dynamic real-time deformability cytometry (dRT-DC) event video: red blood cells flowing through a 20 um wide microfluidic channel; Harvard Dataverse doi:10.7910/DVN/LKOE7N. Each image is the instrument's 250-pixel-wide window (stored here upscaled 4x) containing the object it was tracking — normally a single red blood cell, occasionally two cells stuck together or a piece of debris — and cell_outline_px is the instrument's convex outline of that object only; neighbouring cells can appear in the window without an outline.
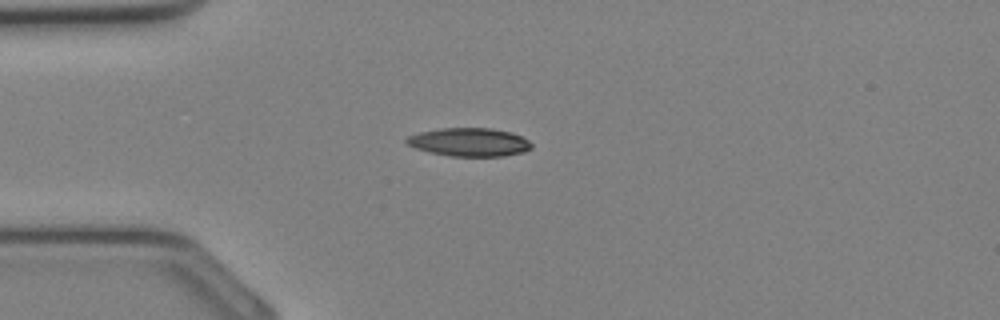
{"species": "Egyptian fruit bat (a non-hibernating species)", "species_latin": "Rousettus aegyptiacus", "temperature_condition": "cold", "stored_images_in_passage": 33, "camera_frame_rate_fps": 3000, "um_per_image_px": 0.085, "animal": {"sex": "female"}, "frame": {"image": 1, "passage_image": 8, "time_ms": 2.333, "image_size_px": [1000, 320], "cell_outline_px": [[532, 148], [524, 152], [504, 156], [448, 156], [416, 148], [408, 144], [404, 140], [408, 136], [420, 132], [440, 128], [492, 128], [512, 132], [528, 140], [532, 144]], "centroid_in_image_um": [39.92, 12.08], "position_along_channel_um": 45.1, "area_um2": 20.63}}
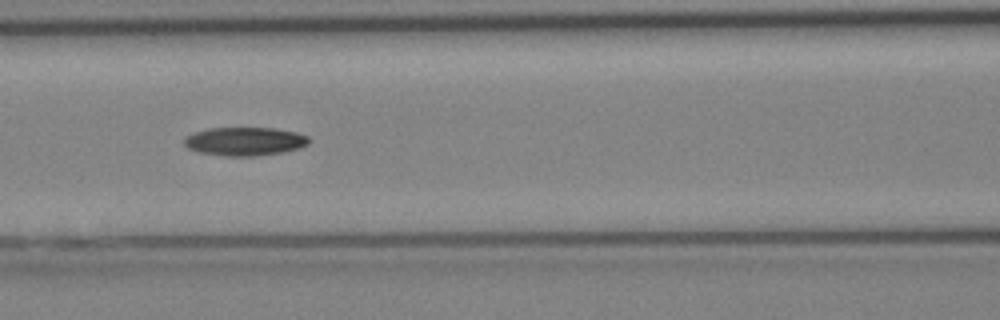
{"frame": {"image": 2, "passage_image": 14, "time_ms": 4.333, "image_size_px": [1000, 320], "cell_outline_px": [[308, 144], [300, 148], [284, 152], [252, 156], [224, 156], [196, 152], [188, 148], [184, 144], [184, 140], [188, 136], [196, 132], [208, 128], [276, 128], [296, 132], [308, 136]], "centroid_in_image_um": [20.81, 12.02], "position_along_channel_um": 145.8, "area_um2": 20.69}}
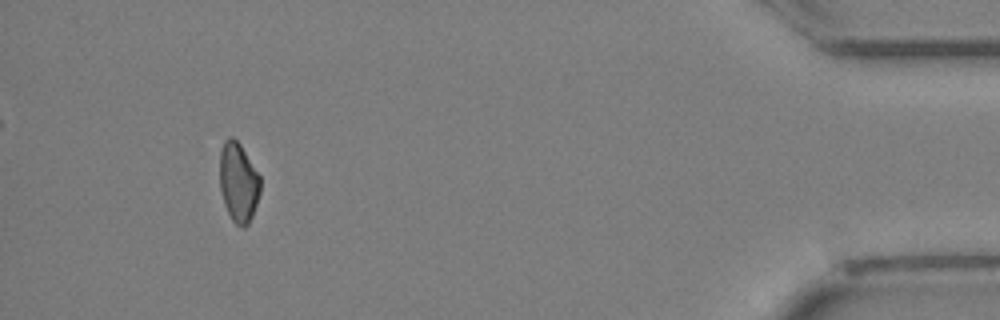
{"frame": {"image": 3, "passage_image": 31, "time_ms": 10.0, "image_size_px": [1000, 320], "cell_outline_px": [[260, 192], [252, 216], [248, 224], [244, 228], [236, 224], [232, 220], [224, 204], [220, 188], [220, 152], [224, 140], [228, 136], [232, 136], [240, 144], [260, 176]], "centroid_in_image_um": [20.26, 15.49], "position_along_channel_um": 414.9, "area_um2": 18.73}}